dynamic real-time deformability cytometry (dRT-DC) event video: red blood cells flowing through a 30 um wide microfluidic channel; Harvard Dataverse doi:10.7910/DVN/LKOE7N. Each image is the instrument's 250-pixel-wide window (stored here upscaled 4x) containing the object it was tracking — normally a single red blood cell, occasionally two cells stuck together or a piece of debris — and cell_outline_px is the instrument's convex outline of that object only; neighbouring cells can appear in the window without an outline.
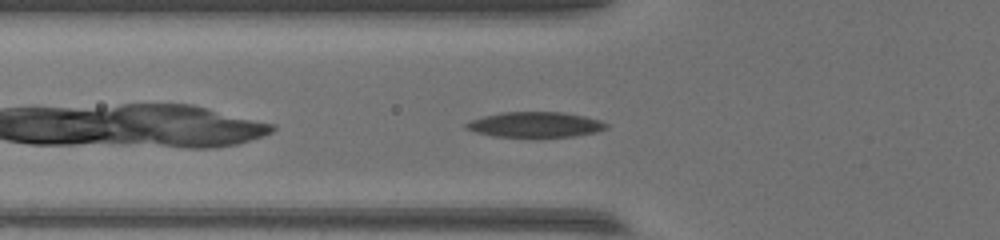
{"species": "common noctule bat (a hibernating species)", "species_latin": "Nyctalus noctula", "temperature_condition": "warm", "stored_images_in_passage": 26, "camera_frame_rate_fps": 3000, "um_per_image_px": 0.085, "animal": {"sex": "female", "body_mass_g": 17.0, "forearm_length_mm": 48.0}, "frame": {"image": 1, "passage_image": 3, "time_ms": 0.667, "image_size_px": [1000, 240], "cell_outline_px": [[608, 128], [596, 132], [572, 136], [492, 136], [476, 132], [464, 128], [464, 124], [468, 120], [484, 116], [504, 112], [564, 112], [584, 116], [600, 120], [608, 124]], "centroid_in_image_um": [45.47, 10.58], "position_along_channel_um": 80.3, "area_um2": 20.52}}
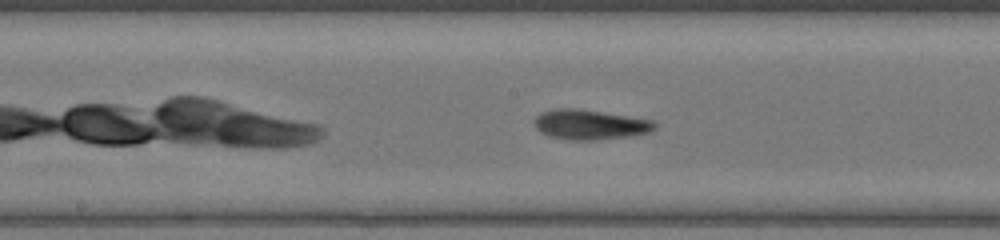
{"frame": {"image": 2, "passage_image": 12, "time_ms": 3.667, "image_size_px": [1000, 240], "cell_outline_px": [[656, 128], [652, 132], [628, 136], [596, 140], [572, 140], [548, 136], [540, 132], [536, 128], [532, 120], [540, 112], [556, 108], [576, 108], [652, 120], [656, 124]], "centroid_in_image_um": [50.1, 10.59], "position_along_channel_um": 198.1, "area_um2": 21.04}}
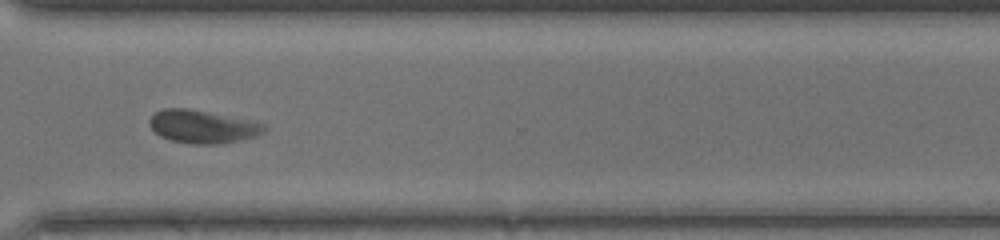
{"frame": {"image": 3, "passage_image": 24, "time_ms": 7.667, "image_size_px": [1000, 240], "cell_outline_px": [[268, 128], [264, 132], [256, 136], [244, 140], [220, 144], [192, 144], [172, 140], [160, 136], [148, 124], [148, 120], [156, 112], [164, 108], [188, 108], [268, 124]], "centroid_in_image_um": [17.26, 10.77], "position_along_channel_um": 353.3, "area_um2": 22.14}}